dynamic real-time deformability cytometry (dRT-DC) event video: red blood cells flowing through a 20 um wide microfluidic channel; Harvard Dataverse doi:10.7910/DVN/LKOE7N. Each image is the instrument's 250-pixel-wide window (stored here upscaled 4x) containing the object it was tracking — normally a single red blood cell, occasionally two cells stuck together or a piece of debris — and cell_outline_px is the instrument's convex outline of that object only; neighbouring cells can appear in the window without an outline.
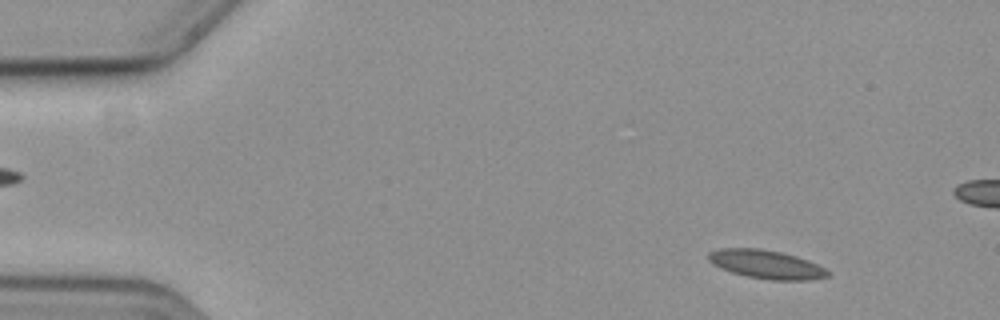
{"species": "common noctule bat (a hibernating species)", "species_latin": "Nyctalus noctula", "temperature_condition": "cold", "stored_images_in_passage": 11, "camera_frame_rate_fps": 3000, "um_per_image_px": 0.085, "animal": {"sex": "female", "body_mass_g": 19.3, "forearm_length_mm": 54.1}, "frame": {"image": 1, "passage_image": 7, "time_ms": 2.0, "image_size_px": [1000, 320], "cell_outline_px": [[828, 276], [812, 280], [772, 280], [748, 276], [732, 272], [720, 268], [712, 264], [708, 260], [708, 252], [716, 248], [760, 248], [780, 252], [796, 256], [808, 260], [824, 268], [828, 272]], "centroid_in_image_um": [65.09, 22.46], "position_along_channel_um": 19.9, "area_um2": 19.83}}